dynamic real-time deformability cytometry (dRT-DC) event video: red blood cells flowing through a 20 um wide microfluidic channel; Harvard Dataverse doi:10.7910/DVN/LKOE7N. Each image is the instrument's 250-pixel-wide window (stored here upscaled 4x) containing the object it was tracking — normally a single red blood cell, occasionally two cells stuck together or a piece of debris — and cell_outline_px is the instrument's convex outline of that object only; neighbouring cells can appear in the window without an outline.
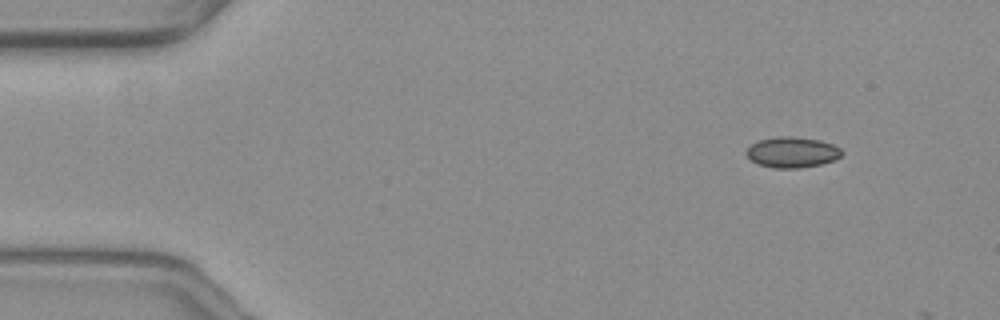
{"species": "common noctule bat (a hibernating species)", "species_latin": "Nyctalus noctula", "temperature_condition": "warm", "stored_images_in_passage": 44, "camera_frame_rate_fps": 3000, "um_per_image_px": 0.085, "animal": {"sex": "female", "body_mass_g": 19.3, "forearm_length_mm": 54.1}, "frame": {"image": 1, "passage_image": 1, "time_ms": 0.0, "image_size_px": [1000, 320], "cell_outline_px": [[844, 152], [840, 156], [832, 160], [820, 164], [800, 168], [772, 168], [756, 164], [744, 152], [752, 144], [760, 140], [780, 136], [788, 136], [820, 140], [832, 144], [840, 148]], "centroid_in_image_um": [67.32, 12.95], "position_along_channel_um": 17.7, "area_um2": 16.94}}
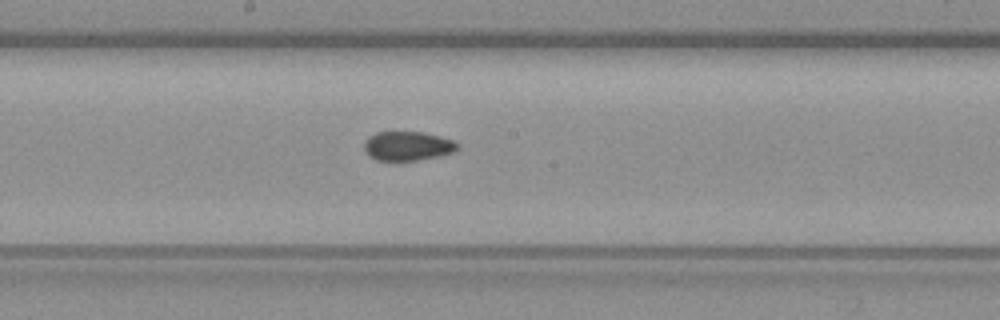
{"frame": {"image": 2, "passage_image": 25, "time_ms": 8.0, "image_size_px": [1000, 320], "cell_outline_px": [[460, 148], [456, 152], [440, 156], [396, 164], [376, 160], [368, 156], [364, 148], [364, 140], [368, 136], [376, 132], [424, 132], [456, 140], [460, 144]], "centroid_in_image_um": [34.66, 12.45], "position_along_channel_um": 213.5, "area_um2": 16.88}}
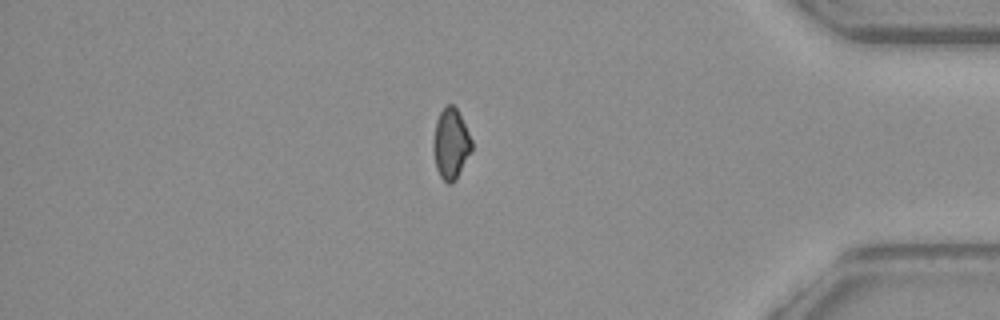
{"frame": {"image": 3, "passage_image": 43, "time_ms": 14.0, "image_size_px": [1000, 320], "cell_outline_px": [[472, 148], [456, 180], [452, 184], [448, 184], [440, 176], [436, 168], [432, 148], [432, 144], [436, 120], [444, 104], [452, 104], [456, 108], [472, 140]], "centroid_in_image_um": [38.29, 12.22], "position_along_channel_um": 396.9, "area_um2": 15.78}}